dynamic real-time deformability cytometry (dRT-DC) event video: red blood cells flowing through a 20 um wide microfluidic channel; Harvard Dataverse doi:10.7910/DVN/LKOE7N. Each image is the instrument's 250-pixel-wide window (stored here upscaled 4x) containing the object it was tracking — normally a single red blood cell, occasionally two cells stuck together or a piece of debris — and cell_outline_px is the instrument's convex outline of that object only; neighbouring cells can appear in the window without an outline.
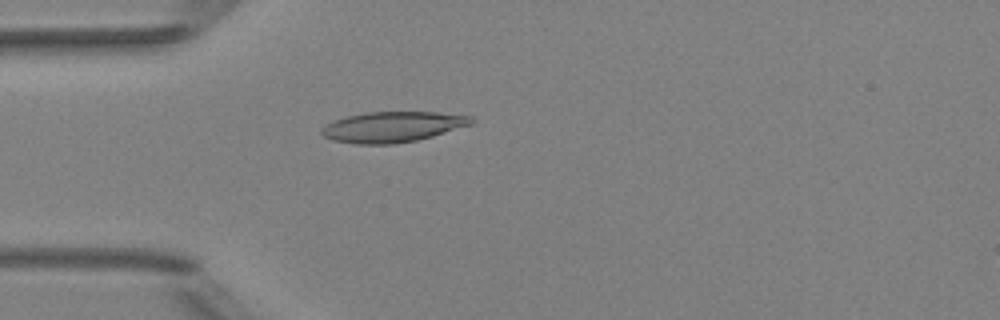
{"species": "Egyptian fruit bat (a non-hibernating species)", "species_latin": "Rousettus aegyptiacus", "temperature_condition": "room temperature", "stored_images_in_passage": 50, "camera_frame_rate_fps": 3000, "um_per_image_px": 0.085, "animal": {"sex": "female"}, "frame": {"image": 1, "passage_image": 14, "time_ms": 4.333, "image_size_px": [1000, 320], "cell_outline_px": [[476, 120], [472, 124], [432, 136], [416, 140], [392, 144], [356, 144], [332, 140], [324, 136], [320, 132], [320, 128], [324, 124], [348, 116], [364, 112], [436, 112], [472, 116]], "centroid_in_image_um": [33.35, 10.78], "position_along_channel_um": 51.6, "area_um2": 26.65}}
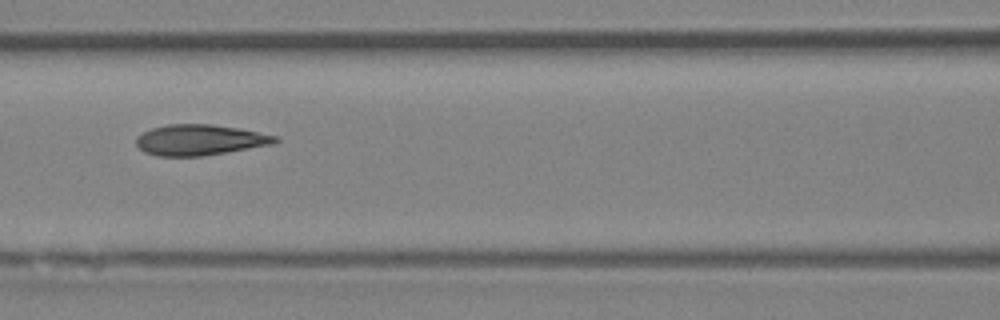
{"frame": {"image": 2, "passage_image": 22, "time_ms": 7.0, "image_size_px": [1000, 320], "cell_outline_px": [[280, 140], [276, 144], [200, 156], [156, 156], [144, 152], [136, 144], [136, 136], [152, 128], [168, 124], [212, 124], [236, 128], [280, 136]], "centroid_in_image_um": [17.0, 11.89], "position_along_channel_um": 149.6, "area_um2": 24.91}}
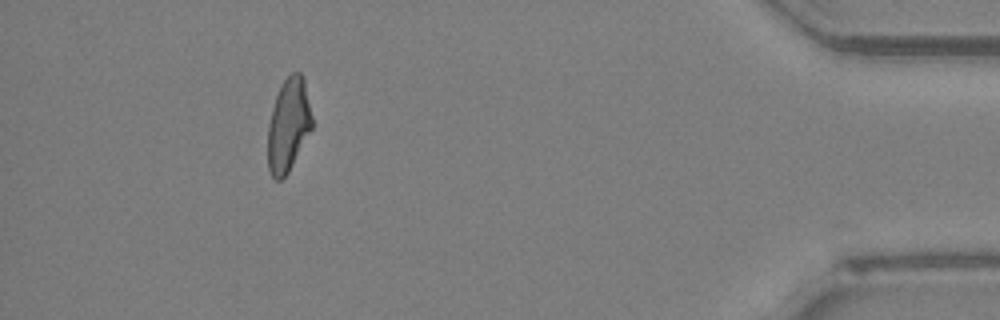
{"frame": {"image": 3, "passage_image": 46, "time_ms": 15.0, "image_size_px": [1000, 320], "cell_outline_px": [[312, 128], [288, 172], [280, 180], [276, 180], [272, 176], [268, 168], [268, 124], [272, 108], [280, 84], [292, 72], [300, 72], [304, 76], [312, 116]], "centroid_in_image_um": [24.51, 10.59], "position_along_channel_um": 410.7, "area_um2": 23.99}, "authors_computed_cell_mechanics": {"area_um2": 24.9407, "velocity_mm_per_s": 4.0143, "shape_relaxation_time_tau1_ms": null, "shape_relaxation_time_tau2_ms": 1.4097, "deformation_change_tau1": null, "deformation_change_tau2": 0.0892}}